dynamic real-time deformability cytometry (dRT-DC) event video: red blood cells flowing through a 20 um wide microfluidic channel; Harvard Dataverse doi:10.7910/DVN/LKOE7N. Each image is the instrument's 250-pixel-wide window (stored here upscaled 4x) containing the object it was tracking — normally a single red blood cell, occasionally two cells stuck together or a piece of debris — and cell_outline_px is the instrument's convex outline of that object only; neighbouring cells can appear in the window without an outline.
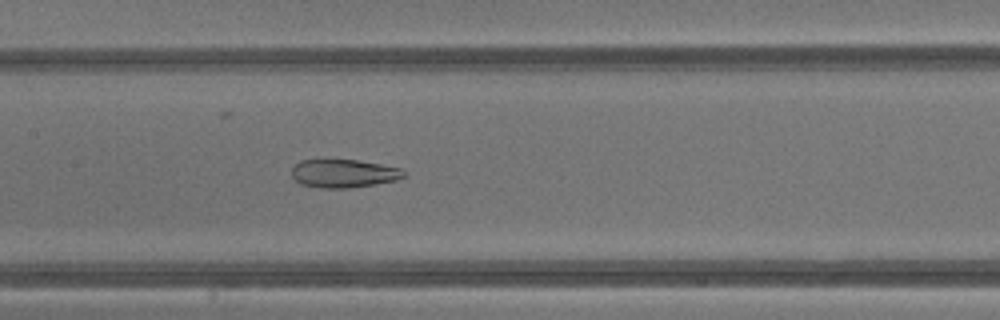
{"species": "common noctule bat (a hibernating species)", "species_latin": "Nyctalus noctula", "temperature_condition": "warm", "stored_images_in_passage": 41, "camera_frame_rate_fps": 3000, "um_per_image_px": 0.085, "animal": {"sex": "male", "body_mass_g": 13.3}, "frame": {"image": 1, "passage_image": 20, "time_ms": 6.333, "image_size_px": [1000, 320], "cell_outline_px": [[408, 176], [396, 180], [348, 188], [320, 188], [300, 184], [292, 176], [292, 168], [300, 160], [356, 160], [380, 164], [400, 168]], "centroid_in_image_um": [29.2, 14.74], "position_along_channel_um": 178.2, "area_um2": 18.32}}
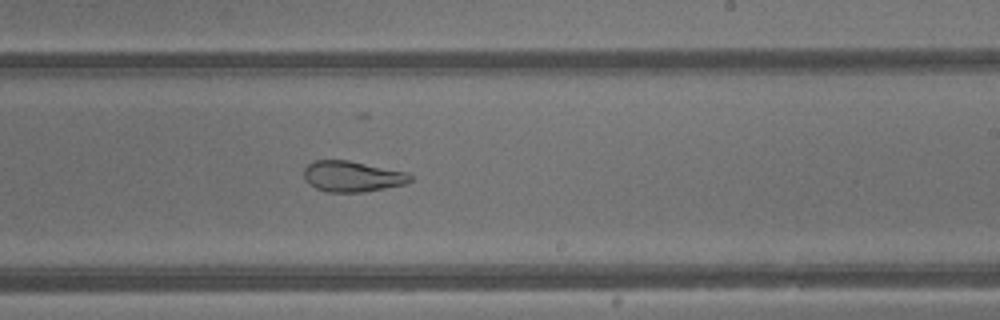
{"frame": {"image": 2, "passage_image": 25, "time_ms": 8.0, "image_size_px": [1000, 320], "cell_outline_px": [[412, 180], [404, 184], [364, 192], [328, 192], [316, 188], [308, 184], [304, 180], [304, 168], [308, 164], [316, 160], [348, 160], [408, 172], [412, 176]], "centroid_in_image_um": [29.93, 14.99], "position_along_channel_um": 259.1, "area_um2": 19.13}}
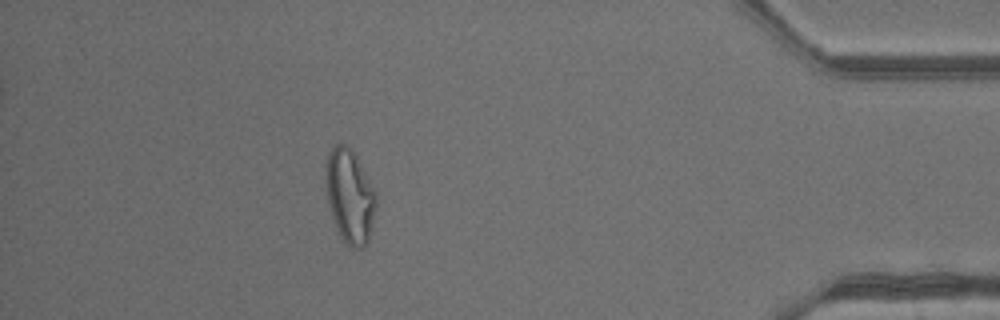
{"frame": {"image": 3, "passage_image": 37, "time_ms": 12.0, "image_size_px": [1000, 320], "cell_outline_px": [[376, 208], [368, 244], [360, 248], [352, 248], [340, 236], [336, 228], [328, 204], [324, 180], [324, 164], [328, 152], [336, 144], [348, 144], [352, 148], [376, 192]], "centroid_in_image_um": [29.71, 16.63], "position_along_channel_um": 405.5, "area_um2": 28.03}, "authors_computed_cell_mechanics": {"area_um2": 26.1834, "velocity_mm_per_s": 4.875, "shape_relaxation_time_tau1_ms": null, "shape_relaxation_time_tau2_ms": 1.5057, "deformation_change_tau1": null, "deformation_change_tau2": 0.0963}}